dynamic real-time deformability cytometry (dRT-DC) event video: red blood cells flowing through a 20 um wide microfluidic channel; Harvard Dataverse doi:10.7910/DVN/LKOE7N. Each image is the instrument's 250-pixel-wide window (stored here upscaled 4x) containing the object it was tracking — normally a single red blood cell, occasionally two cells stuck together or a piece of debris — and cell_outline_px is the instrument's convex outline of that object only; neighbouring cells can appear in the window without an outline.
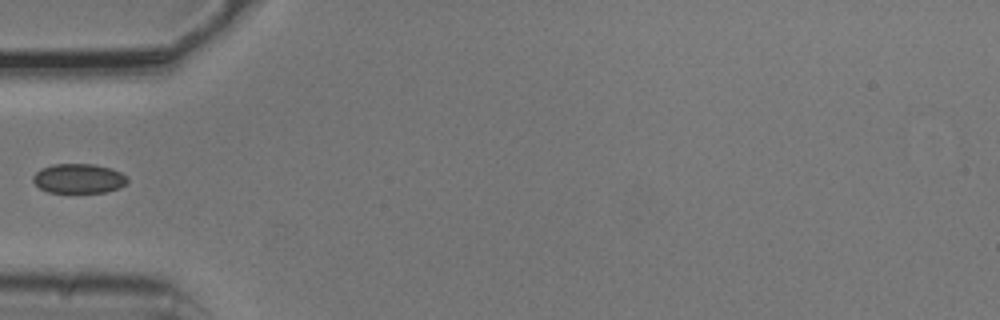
{"species": "common noctule bat (a hibernating species)", "species_latin": "Nyctalus noctula", "temperature_condition": "cold", "stored_images_in_passage": 1, "camera_frame_rate_fps": 3000, "um_per_image_px": 0.085, "animal": {"sex": "male", "body_mass_g": 20.5, "forearm_length_mm": 52.5}, "frame": {"image": 1, "passage_image": 1, "time_ms": 0.0, "image_size_px": [1000, 320], "cell_outline_px": [[128, 180], [120, 188], [104, 192], [48, 192], [40, 188], [32, 180], [32, 176], [40, 168], [52, 164], [92, 164], [112, 168], [128, 176]], "centroid_in_image_um": [6.68, 15.16], "position_along_channel_um": 78.3, "area_um2": 16.3}}